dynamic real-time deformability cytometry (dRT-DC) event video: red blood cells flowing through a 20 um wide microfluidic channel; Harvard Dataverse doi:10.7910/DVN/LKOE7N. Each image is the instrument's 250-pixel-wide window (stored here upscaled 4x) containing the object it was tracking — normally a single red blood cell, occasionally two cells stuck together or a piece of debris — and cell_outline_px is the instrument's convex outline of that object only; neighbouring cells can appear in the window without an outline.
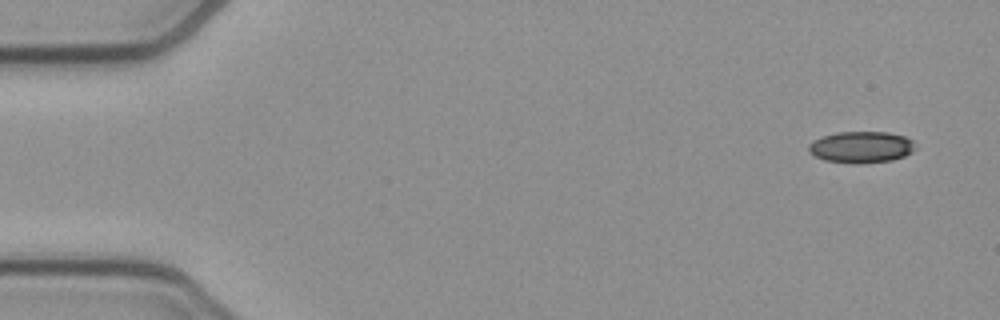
{"species": "common noctule bat (a hibernating species)", "species_latin": "Nyctalus noctula", "temperature_condition": "cold", "stored_images_in_passage": 13, "camera_frame_rate_fps": 3000, "um_per_image_px": 0.085, "animal": {"sex": "female", "body_mass_g": 21.9}, "frame": {"image": 1, "passage_image": 1, "time_ms": 0.0, "image_size_px": [1000, 320], "cell_outline_px": [[916, 148], [912, 152], [904, 156], [892, 160], [856, 164], [852, 164], [824, 160], [808, 152], [808, 144], [812, 140], [836, 132], [888, 132], [904, 136], [912, 140]], "centroid_in_image_um": [73.19, 12.51], "position_along_channel_um": 11.8, "area_um2": 19.71}}
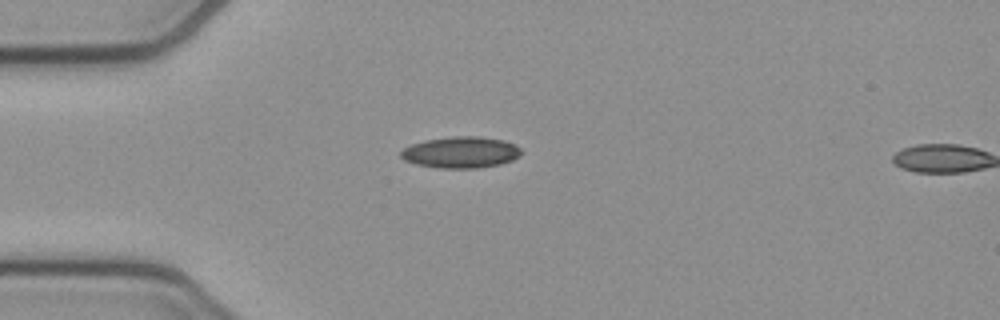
{"frame": {"image": 2, "passage_image": 12, "time_ms": 3.667, "image_size_px": [1000, 320], "cell_outline_px": [[520, 156], [512, 160], [500, 164], [480, 168], [440, 168], [416, 164], [404, 160], [400, 156], [400, 152], [404, 148], [412, 144], [424, 140], [452, 136], [480, 136], [504, 140], [516, 144], [520, 148]], "centroid_in_image_um": [39.18, 12.94], "position_along_channel_um": 45.8, "area_um2": 22.14}}